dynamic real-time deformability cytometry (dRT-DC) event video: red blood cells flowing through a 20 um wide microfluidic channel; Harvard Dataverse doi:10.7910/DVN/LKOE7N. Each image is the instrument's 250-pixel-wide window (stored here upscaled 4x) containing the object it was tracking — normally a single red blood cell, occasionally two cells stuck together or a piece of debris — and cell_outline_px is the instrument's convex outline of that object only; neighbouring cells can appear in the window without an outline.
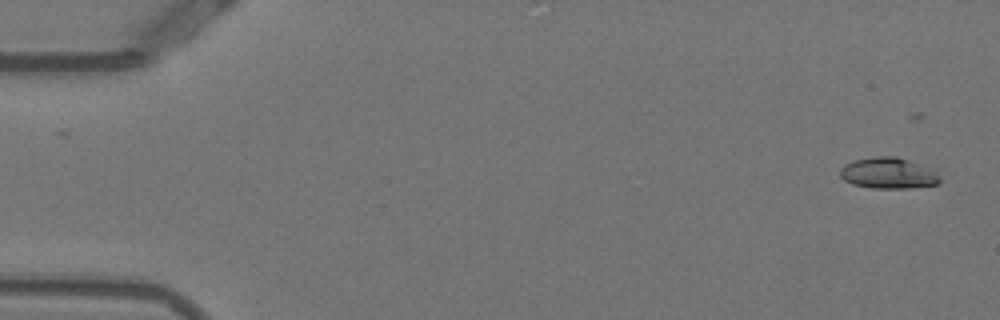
{"species": "Egyptian fruit bat (a non-hibernating species)", "species_latin": "Rousettus aegyptiacus", "temperature_condition": "warm", "stored_images_in_passage": 11, "camera_frame_rate_fps": 3000, "um_per_image_px": 0.085, "animal": {"sex": "female"}, "frame": {"image": 1, "passage_image": 1, "time_ms": 0.0, "image_size_px": [1000, 320], "cell_outline_px": [[940, 180], [936, 184], [908, 188], [872, 188], [852, 184], [844, 180], [840, 176], [840, 168], [844, 164], [852, 160], [872, 156], [896, 156], [932, 168], [936, 172]], "centroid_in_image_um": [75.46, 14.7], "position_along_channel_um": 9.5, "area_um2": 18.15}}